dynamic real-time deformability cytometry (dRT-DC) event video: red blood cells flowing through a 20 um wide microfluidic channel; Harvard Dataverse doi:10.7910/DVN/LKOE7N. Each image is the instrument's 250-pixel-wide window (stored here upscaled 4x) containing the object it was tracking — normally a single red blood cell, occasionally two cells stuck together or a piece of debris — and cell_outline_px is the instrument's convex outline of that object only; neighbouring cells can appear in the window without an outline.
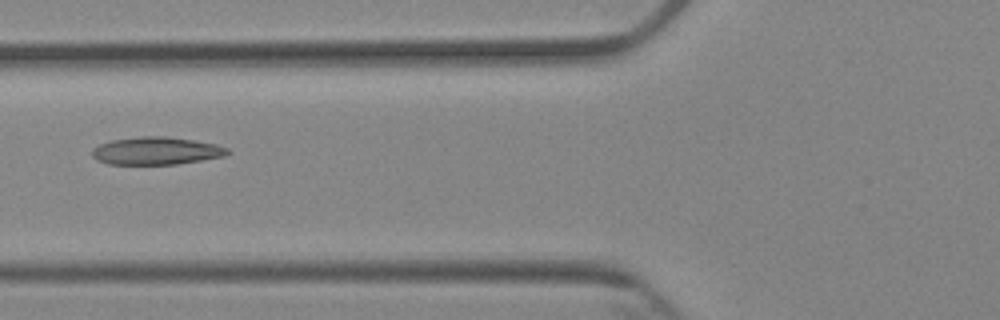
{"species": "Egyptian fruit bat (a non-hibernating species)", "species_latin": "Rousettus aegyptiacus", "temperature_condition": "cold", "stored_images_in_passage": 7, "camera_frame_rate_fps": 3000, "um_per_image_px": 0.085, "animal": {"sex": "female"}, "frame": {"image": 1, "passage_image": 7, "time_ms": 7.0, "image_size_px": [1000, 320], "cell_outline_px": [[232, 152], [224, 156], [176, 164], [108, 164], [96, 160], [92, 156], [92, 148], [100, 144], [112, 140], [140, 136], [164, 136], [192, 140], [216, 144], [228, 148]], "centroid_in_image_um": [13.27, 12.82], "position_along_channel_um": 112.5, "area_um2": 21.79}}